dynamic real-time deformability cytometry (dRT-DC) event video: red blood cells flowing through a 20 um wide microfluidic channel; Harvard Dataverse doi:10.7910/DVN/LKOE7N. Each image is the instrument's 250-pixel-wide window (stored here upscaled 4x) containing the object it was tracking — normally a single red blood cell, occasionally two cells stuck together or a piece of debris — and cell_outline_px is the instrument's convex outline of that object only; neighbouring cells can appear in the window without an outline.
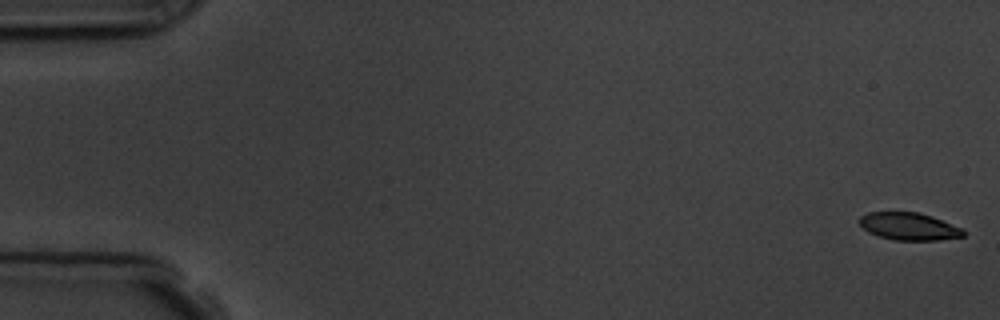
{"species": "common noctule bat (a hibernating species)", "species_latin": "Nyctalus noctula", "temperature_condition": "room temperature", "stored_images_in_passage": 7, "camera_frame_rate_fps": 3000, "um_per_image_px": 0.085, "animal": {"sex": "male", "body_mass_g": 19.5, "forearm_length_mm": 54.6}, "frame": {"image": 1, "passage_image": 1, "time_ms": 0.0, "image_size_px": [1000, 320], "cell_outline_px": [[964, 236], [940, 240], [896, 240], [880, 236], [868, 232], [860, 224], [860, 216], [868, 212], [920, 212], [932, 216], [964, 228]], "centroid_in_image_um": [77.3, 19.23], "position_along_channel_um": 7.7, "area_um2": 16.65}}
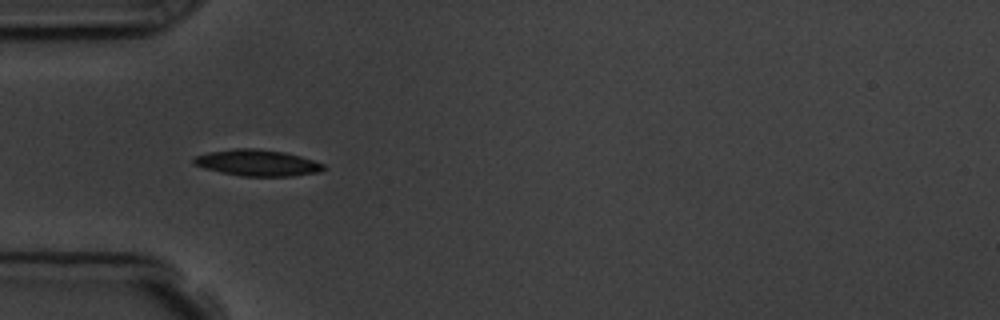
{"frame": {"image": 2, "passage_image": 5, "time_ms": 5.333, "image_size_px": [1000, 320], "cell_outline_px": [[328, 168], [320, 172], [292, 176], [240, 176], [220, 172], [204, 168], [192, 164], [192, 160], [196, 156], [208, 152], [236, 148], [256, 148], [284, 152], [300, 156], [324, 164]], "centroid_in_image_um": [21.88, 13.84], "position_along_channel_um": 63.1, "area_um2": 20.0}}